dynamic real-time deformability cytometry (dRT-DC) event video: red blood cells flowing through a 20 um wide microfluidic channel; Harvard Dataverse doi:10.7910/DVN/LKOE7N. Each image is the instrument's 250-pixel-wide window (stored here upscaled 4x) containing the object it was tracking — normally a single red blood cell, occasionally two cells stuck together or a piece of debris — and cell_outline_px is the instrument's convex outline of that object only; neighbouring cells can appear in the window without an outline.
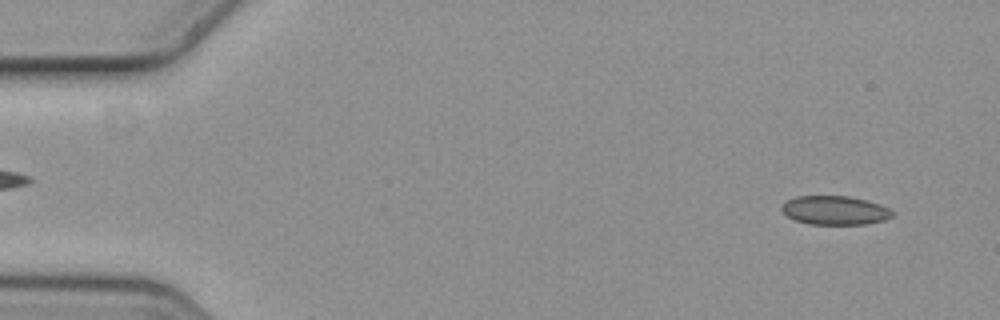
{"species": "common noctule bat (a hibernating species)", "species_latin": "Nyctalus noctula", "temperature_condition": "cold", "stored_images_in_passage": 2, "camera_frame_rate_fps": 3000, "um_per_image_px": 0.085, "animal": {"sex": "female", "body_mass_g": 19.3, "forearm_length_mm": 54.1}, "frame": {"image": 1, "passage_image": 1, "time_ms": 0.0, "image_size_px": [1000, 320], "cell_outline_px": [[896, 212], [892, 216], [884, 220], [864, 224], [808, 224], [796, 220], [788, 216], [780, 208], [788, 200], [796, 196], [848, 196], [868, 200], [880, 204]], "centroid_in_image_um": [71.0, 17.87], "position_along_channel_um": 14.0, "area_um2": 18.55}}